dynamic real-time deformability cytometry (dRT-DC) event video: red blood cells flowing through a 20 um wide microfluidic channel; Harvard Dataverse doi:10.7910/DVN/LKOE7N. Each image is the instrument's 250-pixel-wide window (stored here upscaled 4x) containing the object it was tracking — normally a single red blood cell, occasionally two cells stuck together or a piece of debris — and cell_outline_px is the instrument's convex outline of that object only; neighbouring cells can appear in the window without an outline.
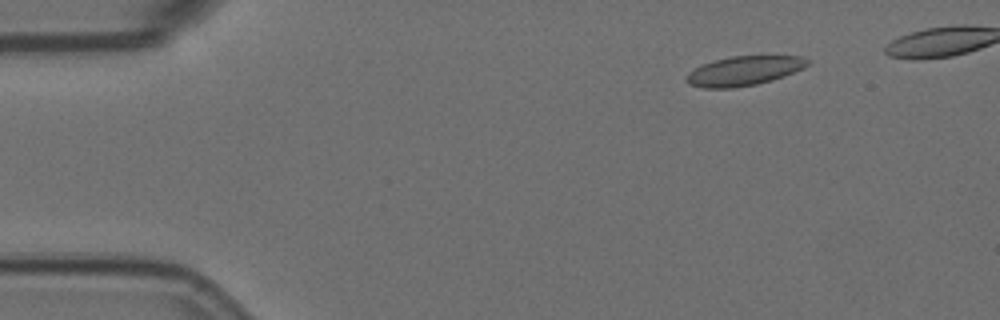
{"species": "Egyptian fruit bat (a non-hibernating species)", "species_latin": "Rousettus aegyptiacus", "temperature_condition": "room temperature", "stored_images_in_passage": 6, "camera_frame_rate_fps": 3000, "um_per_image_px": 0.085, "animal": {"sex": "female"}, "frame": {"image": 1, "passage_image": 3, "time_ms": 0.667, "image_size_px": [1000, 320], "cell_outline_px": [[812, 60], [804, 68], [784, 76], [772, 80], [756, 84], [736, 88], [704, 88], [688, 84], [684, 80], [688, 72], [704, 64], [716, 60], [732, 56], [800, 56]], "centroid_in_image_um": [63.25, 6.03], "position_along_channel_um": 21.8, "area_um2": 20.75}}
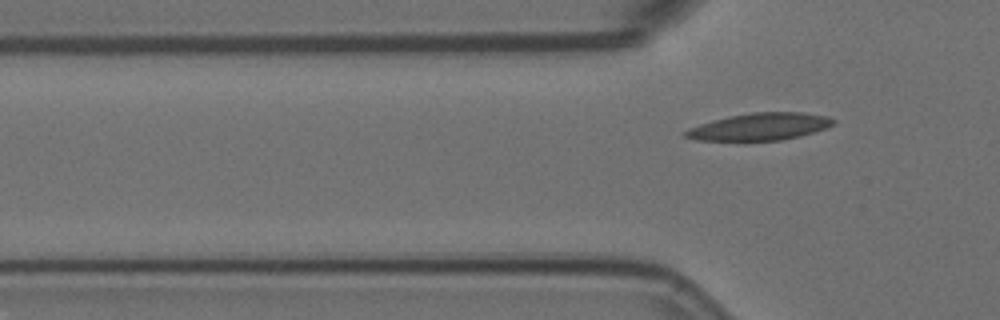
{"frame": {"image": 2, "passage_image": 6, "time_ms": 1.667, "image_size_px": [1000, 320], "cell_outline_px": [[836, 124], [800, 136], [780, 140], [696, 140], [684, 136], [684, 132], [688, 128], [712, 120], [728, 116], [752, 112], [804, 112], [828, 116], [836, 120]], "centroid_in_image_um": [64.6, 10.75], "position_along_channel_um": 61.2, "area_um2": 23.35}}